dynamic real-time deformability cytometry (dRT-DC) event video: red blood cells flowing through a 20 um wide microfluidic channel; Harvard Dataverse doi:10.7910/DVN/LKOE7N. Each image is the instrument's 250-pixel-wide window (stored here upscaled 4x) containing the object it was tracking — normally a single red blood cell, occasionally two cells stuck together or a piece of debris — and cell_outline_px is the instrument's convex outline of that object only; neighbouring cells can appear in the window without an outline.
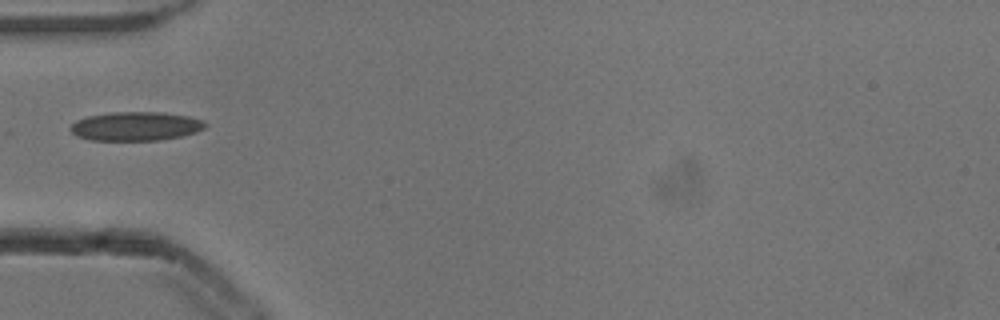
{"species": "common noctule bat (a hibernating species)", "species_latin": "Nyctalus noctula", "temperature_condition": "cold", "stored_images_in_passage": 37, "camera_frame_rate_fps": 3000, "um_per_image_px": 0.085, "animal": {"sex": "male", "body_mass_g": 13.3}, "frame": {"image": 1, "passage_image": 1, "time_ms": 0.0, "image_size_px": [1000, 320], "cell_outline_px": [[208, 124], [204, 128], [196, 132], [180, 136], [160, 140], [92, 140], [76, 136], [68, 128], [76, 120], [88, 116], [112, 112], [160, 112], [188, 116], [204, 120]], "centroid_in_image_um": [11.54, 10.73], "position_along_channel_um": 73.5, "area_um2": 22.72}}
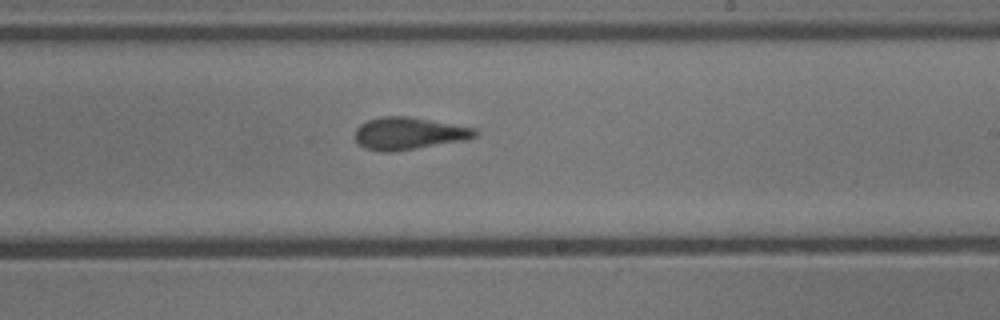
{"frame": {"image": 2, "passage_image": 15, "time_ms": 4.667, "image_size_px": [1000, 320], "cell_outline_px": [[480, 132], [476, 136], [468, 140], [392, 152], [380, 152], [364, 148], [356, 140], [356, 128], [360, 124], [368, 120], [380, 116], [408, 116], [476, 128]], "centroid_in_image_um": [34.78, 11.34], "position_along_channel_um": 254.2, "area_um2": 22.77}}
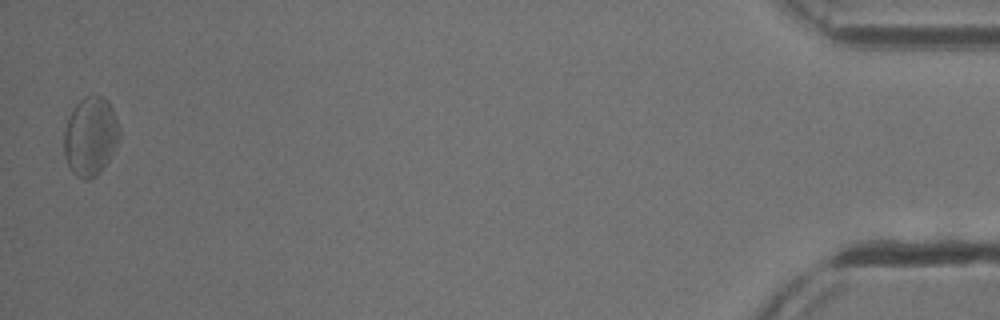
{"frame": {"image": 3, "passage_image": 36, "time_ms": 11.667, "image_size_px": [1000, 320], "cell_outline_px": [[120, 140], [108, 160], [96, 176], [88, 180], [84, 180], [76, 176], [72, 172], [68, 164], [64, 152], [64, 132], [68, 120], [76, 104], [84, 96], [104, 96], [108, 100], [112, 108], [120, 128]], "centroid_in_image_um": [7.71, 11.59], "position_along_channel_um": 427.5, "area_um2": 25.37}}